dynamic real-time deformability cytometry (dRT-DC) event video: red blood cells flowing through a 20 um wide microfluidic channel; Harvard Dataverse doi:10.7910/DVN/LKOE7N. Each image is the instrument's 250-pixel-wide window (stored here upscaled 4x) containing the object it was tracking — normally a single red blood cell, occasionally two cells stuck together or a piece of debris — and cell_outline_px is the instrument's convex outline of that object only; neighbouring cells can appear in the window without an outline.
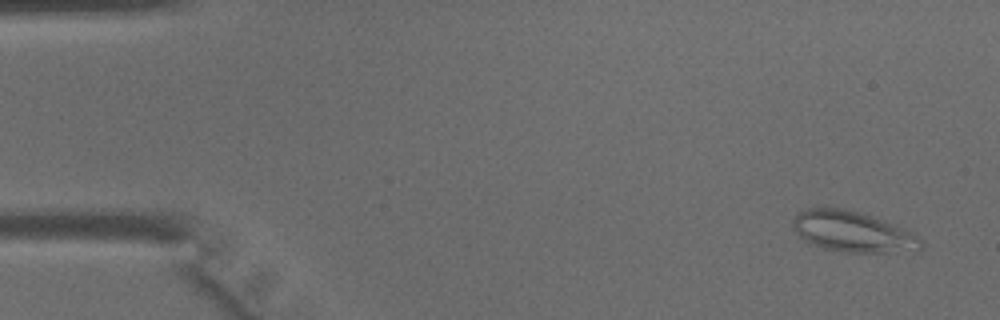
{"species": "common noctule bat (a hibernating species)", "species_latin": "Nyctalus noctula", "temperature_condition": "warm", "stored_images_in_passage": 46, "segment_of_instrument_passage": [1, 2], "camera_frame_rate_fps": 3000, "um_per_image_px": 0.085, "animal": {"sex": "male", "body_mass_g": 15.6}, "frame": {"image": 1, "passage_image": 3, "time_ms": 0.667, "image_size_px": [1000, 320], "cell_outline_px": [[924, 244], [920, 248], [896, 252], [844, 252], [824, 248], [812, 244], [804, 240], [792, 228], [792, 220], [796, 212], [808, 208], [824, 204], [876, 216], [896, 224], [920, 236]], "centroid_in_image_um": [72.44, 19.64], "position_along_channel_um": 12.6, "area_um2": 31.1}}
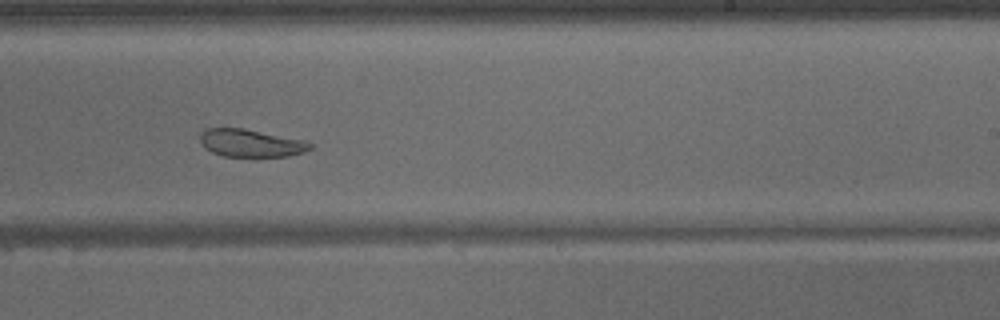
{"frame": {"image": 2, "passage_image": 28, "time_ms": 9.0, "image_size_px": [1000, 320], "cell_outline_px": [[312, 148], [304, 152], [288, 156], [224, 156], [212, 152], [204, 148], [200, 144], [200, 132], [204, 128], [244, 128], [304, 140], [312, 144]], "centroid_in_image_um": [21.28, 12.15], "position_along_channel_um": 267.7, "area_um2": 17.8}}
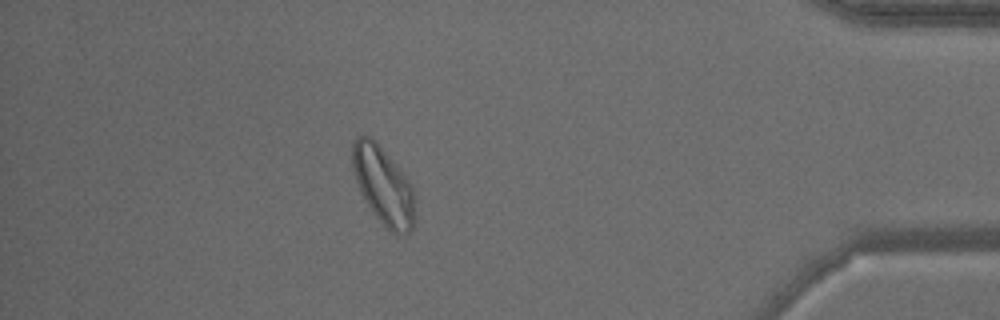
{"frame": {"image": 3, "passage_image": 40, "time_ms": 13.0, "image_size_px": [1000, 320], "cell_outline_px": [[416, 224], [408, 232], [396, 236], [376, 216], [368, 204], [356, 180], [352, 168], [352, 144], [356, 136], [372, 136], [376, 140], [408, 180], [412, 188], [416, 220]], "centroid_in_image_um": [32.59, 15.76], "position_along_channel_um": 402.6, "area_um2": 27.98}}